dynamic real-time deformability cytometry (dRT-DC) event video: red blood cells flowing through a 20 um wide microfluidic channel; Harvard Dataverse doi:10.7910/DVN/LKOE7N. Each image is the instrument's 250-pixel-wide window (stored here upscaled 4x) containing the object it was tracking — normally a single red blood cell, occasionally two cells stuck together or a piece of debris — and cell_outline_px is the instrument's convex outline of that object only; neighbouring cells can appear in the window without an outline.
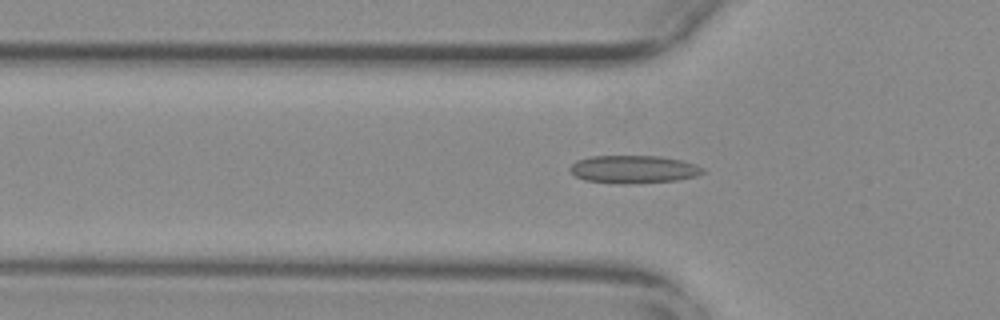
{"species": "common noctule bat (a hibernating species)", "species_latin": "Nyctalus noctula", "temperature_condition": "warm", "stored_images_in_passage": 50, "camera_frame_rate_fps": 3000, "um_per_image_px": 0.085, "animal": {"sex": "female", "body_mass_g": 29.2, "forearm_length_mm": 56.3}, "frame": {"image": 1, "passage_image": 19, "time_ms": 6.0, "image_size_px": [1000, 320], "cell_outline_px": [[704, 172], [696, 176], [680, 180], [624, 184], [620, 184], [584, 180], [576, 176], [568, 168], [576, 160], [592, 156], [660, 156], [680, 160], [704, 168]], "centroid_in_image_um": [53.83, 14.39], "position_along_channel_um": 72.0, "area_um2": 21.5}}
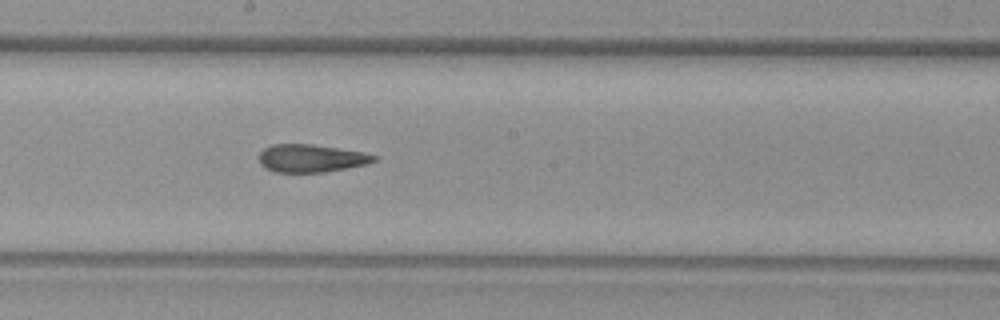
{"frame": {"image": 2, "passage_image": 31, "time_ms": 10.0, "image_size_px": [1000, 320], "cell_outline_px": [[376, 160], [368, 164], [324, 172], [272, 172], [264, 168], [260, 164], [260, 152], [264, 148], [272, 144], [312, 144], [364, 152], [376, 156]], "centroid_in_image_um": [26.42, 13.45], "position_along_channel_um": 221.8, "area_um2": 18.67}}
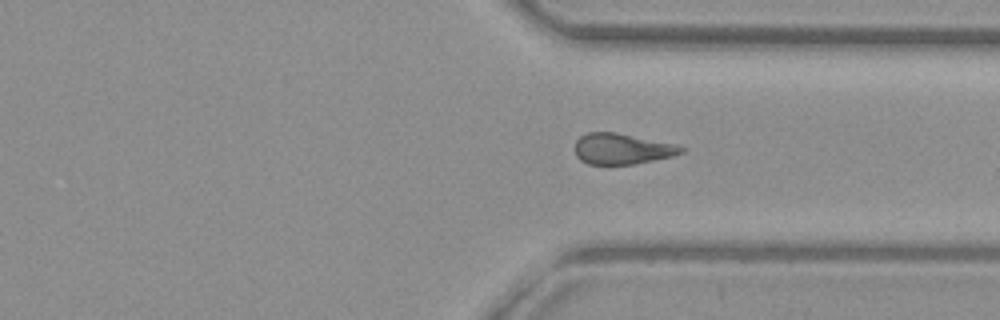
{"frame": {"image": 3, "passage_image": 42, "time_ms": 13.667, "image_size_px": [1000, 320], "cell_outline_px": [[684, 152], [672, 156], [636, 164], [588, 164], [580, 160], [576, 156], [576, 140], [580, 136], [588, 132], [616, 132], [676, 144], [684, 148]], "centroid_in_image_um": [52.87, 12.65], "position_along_channel_um": 358.5, "area_um2": 19.07}}